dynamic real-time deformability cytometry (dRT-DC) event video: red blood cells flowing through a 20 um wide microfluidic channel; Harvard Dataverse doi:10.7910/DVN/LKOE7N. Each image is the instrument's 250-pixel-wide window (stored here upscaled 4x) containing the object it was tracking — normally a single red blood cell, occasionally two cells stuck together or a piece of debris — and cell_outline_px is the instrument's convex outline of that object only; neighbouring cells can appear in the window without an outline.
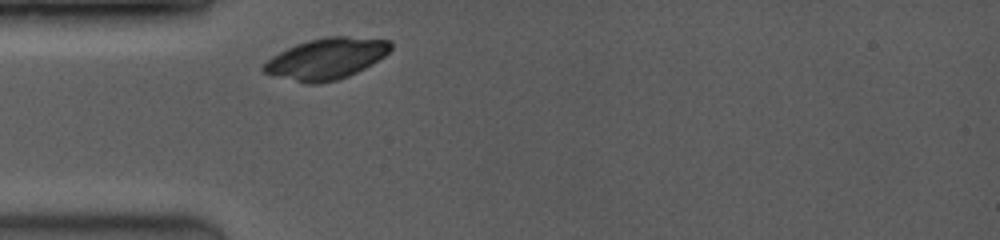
{"species": "common noctule bat (a hibernating species)", "species_latin": "Nyctalus noctula", "temperature_condition": "room temperature", "stored_images_in_passage": 3, "camera_frame_rate_fps": 3500, "um_per_image_px": 0.085, "animal": {"sex": "female", "body_mass_g": 19.0, "forearm_length_mm": 53.3}, "frame": {"image": 1, "passage_image": 1, "time_ms": 0.0, "image_size_px": [1000, 240], "cell_outline_px": [[392, 48], [384, 56], [364, 68], [348, 76], [336, 80], [316, 84], [304, 84], [264, 72], [260, 68], [272, 56], [296, 44], [308, 40], [324, 36], [348, 36], [392, 40]], "centroid_in_image_um": [27.75, 4.98], "position_along_channel_um": 57.3, "area_um2": 30.35}}
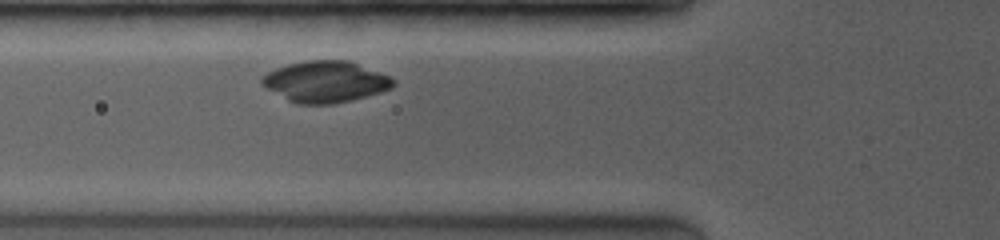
{"frame": {"image": 2, "passage_image": 3, "time_ms": 1.143, "image_size_px": [1000, 240], "cell_outline_px": [[396, 84], [392, 88], [380, 92], [352, 100], [332, 104], [296, 104], [288, 100], [260, 84], [260, 76], [276, 68], [288, 64], [304, 60], [348, 60], [380, 72], [396, 80]], "centroid_in_image_um": [27.65, 6.94], "position_along_channel_um": 98.1, "area_um2": 31.67}}